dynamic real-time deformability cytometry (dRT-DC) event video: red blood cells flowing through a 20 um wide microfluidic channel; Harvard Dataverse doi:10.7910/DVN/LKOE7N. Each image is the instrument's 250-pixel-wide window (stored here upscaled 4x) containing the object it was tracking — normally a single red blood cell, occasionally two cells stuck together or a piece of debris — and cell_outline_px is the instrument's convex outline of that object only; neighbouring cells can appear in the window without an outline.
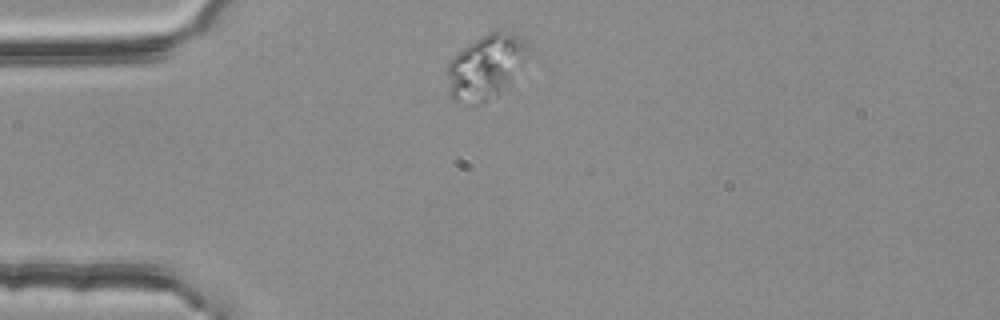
{"species": "common noctule bat (a hibernating species)", "species_latin": "Nyctalus noctula", "temperature_condition": "room temperature", "stored_images_in_passage": 2, "camera_frame_rate_fps": 3000, "um_per_image_px": 0.085, "animal": {"sex": "female", "body_mass_g": 25.1}, "frame": {"image": 1, "passage_image": 1, "time_ms": 0.0, "image_size_px": [1000, 320], "cell_outline_px": [[536, 52], [512, 84], [496, 96], [484, 104], [480, 104], [452, 100], [448, 92], [448, 60], [468, 44], [488, 32], [496, 28], [504, 28], [516, 32]], "centroid_in_image_um": [41.45, 5.62], "position_along_channel_um": 43.6, "area_um2": 32.25}}